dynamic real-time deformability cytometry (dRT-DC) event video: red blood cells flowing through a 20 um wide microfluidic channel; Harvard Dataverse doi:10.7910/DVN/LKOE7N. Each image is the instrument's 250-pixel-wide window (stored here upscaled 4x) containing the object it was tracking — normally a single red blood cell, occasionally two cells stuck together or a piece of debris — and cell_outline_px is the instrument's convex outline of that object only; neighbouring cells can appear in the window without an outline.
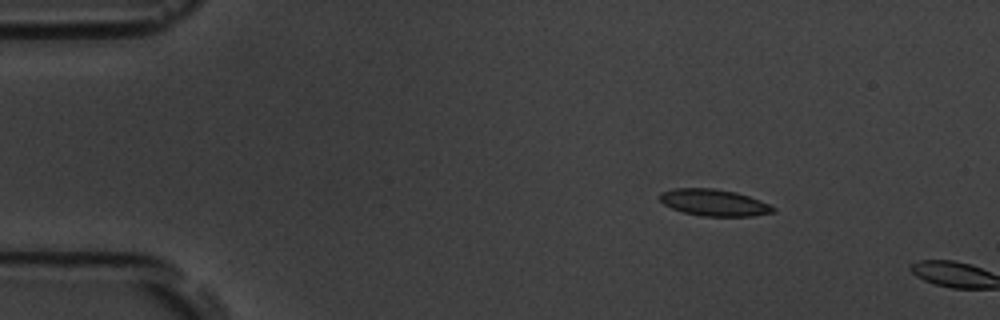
{"species": "common noctule bat (a hibernating species)", "species_latin": "Nyctalus noctula", "temperature_condition": "room temperature", "stored_images_in_passage": 3, "camera_frame_rate_fps": 3000, "um_per_image_px": 0.085, "animal": {"sex": "male", "body_mass_g": 19.5, "forearm_length_mm": 54.6}, "frame": {"image": 1, "passage_image": 1, "time_ms": 0.0, "image_size_px": [1000, 320], "cell_outline_px": [[776, 212], [752, 216], [700, 216], [684, 212], [672, 208], [664, 204], [660, 200], [660, 192], [676, 188], [712, 188], [736, 192], [760, 200], [776, 208]], "centroid_in_image_um": [60.7, 17.22], "position_along_channel_um": 24.3, "area_um2": 17.57}}